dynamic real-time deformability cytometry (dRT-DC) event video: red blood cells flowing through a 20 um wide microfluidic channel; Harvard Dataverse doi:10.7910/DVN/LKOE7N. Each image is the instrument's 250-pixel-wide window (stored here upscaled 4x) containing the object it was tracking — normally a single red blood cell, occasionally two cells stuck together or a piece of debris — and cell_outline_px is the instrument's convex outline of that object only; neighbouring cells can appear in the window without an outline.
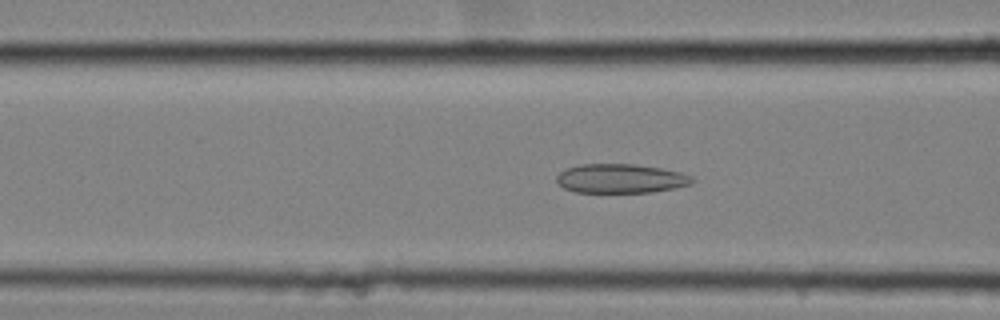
{"species": "common noctule bat (a hibernating species)", "species_latin": "Nyctalus noctula", "temperature_condition": "cold", "stored_images_in_passage": 57, "camera_frame_rate_fps": 3000, "um_per_image_px": 0.085, "animal": {"sex": "female", "body_mass_g": 25.1}, "frame": {"image": 1, "passage_image": 23, "time_ms": 7.333, "image_size_px": [1000, 320], "cell_outline_px": [[696, 180], [692, 184], [652, 192], [576, 192], [564, 188], [556, 180], [556, 176], [560, 172], [568, 168], [580, 164], [632, 164], [660, 168], [680, 172], [692, 176]], "centroid_in_image_um": [52.77, 15.17], "position_along_channel_um": 113.8, "area_um2": 22.89}}
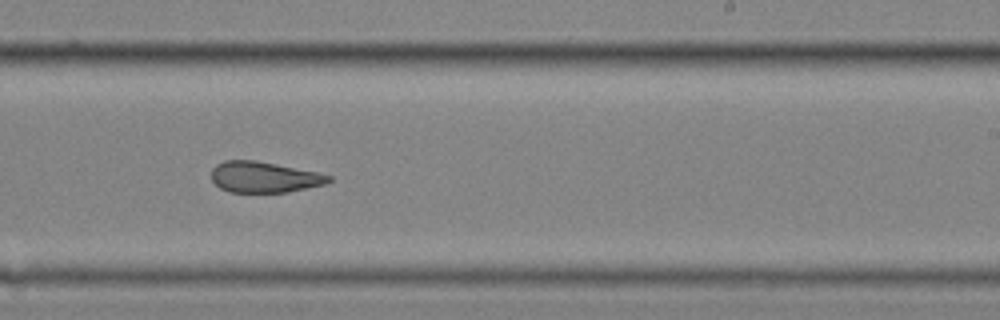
{"frame": {"image": 2, "passage_image": 36, "time_ms": 11.667, "image_size_px": [1000, 320], "cell_outline_px": [[332, 180], [324, 184], [288, 192], [228, 192], [220, 188], [212, 180], [212, 168], [216, 164], [224, 160], [256, 160], [316, 172], [332, 176]], "centroid_in_image_um": [22.42, 15.05], "position_along_channel_um": 266.6, "area_um2": 21.04}}
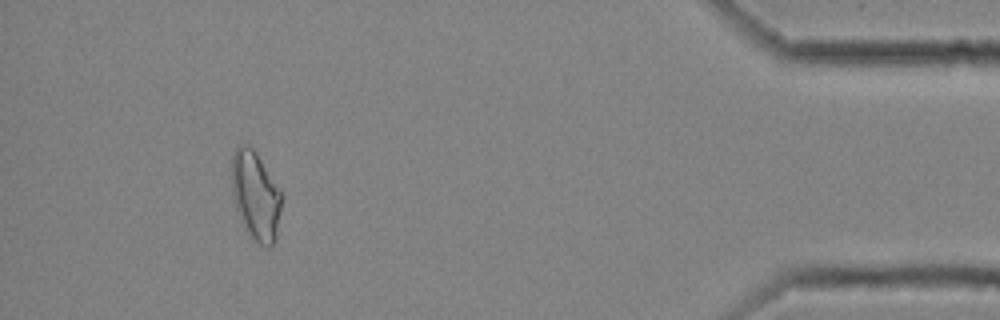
{"frame": {"image": 3, "passage_image": 53, "time_ms": 17.333, "image_size_px": [1000, 320], "cell_outline_px": [[280, 208], [276, 240], [268, 248], [264, 248], [248, 232], [236, 208], [232, 196], [232, 156], [236, 148], [244, 144], [252, 148], [256, 152], [280, 192]], "centroid_in_image_um": [21.71, 16.64], "position_along_channel_um": 413.5, "area_um2": 24.97}, "authors_computed_cell_mechanics": {"area_um2": 24.1026, "velocity_mm_per_s": 3.5218, "shape_relaxation_time_tau1_ms": null, "shape_relaxation_time_tau2_ms": 4.244, "deformation_change_tau1": null, "deformation_change_tau2": 0.1161}}